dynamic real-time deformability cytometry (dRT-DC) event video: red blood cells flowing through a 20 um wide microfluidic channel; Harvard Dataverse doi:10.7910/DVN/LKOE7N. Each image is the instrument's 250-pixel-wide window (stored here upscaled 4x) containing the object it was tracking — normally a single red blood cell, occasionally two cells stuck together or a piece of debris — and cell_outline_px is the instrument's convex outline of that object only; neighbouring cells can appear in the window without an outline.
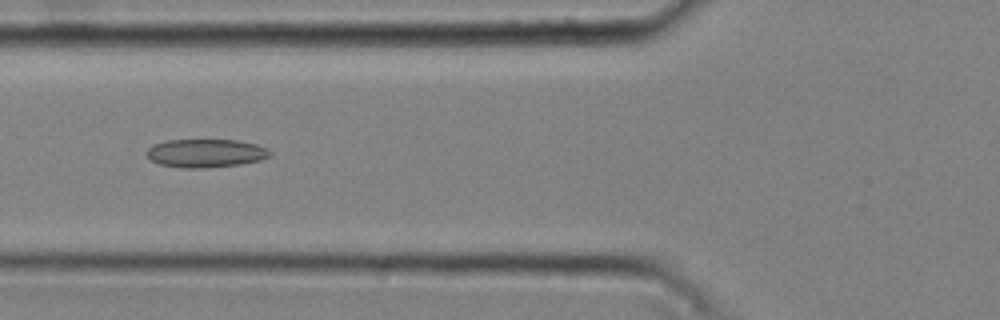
{"species": "common noctule bat (a hibernating species)", "species_latin": "Nyctalus noctula", "temperature_condition": "cold", "stored_images_in_passage": 37, "camera_frame_rate_fps": 3000, "um_per_image_px": 0.085, "animal": {"sex": "male", "body_mass_g": 20.4}, "frame": {"image": 1, "passage_image": 6, "time_ms": 1.667, "image_size_px": [1000, 320], "cell_outline_px": [[272, 156], [260, 160], [240, 164], [204, 168], [180, 168], [160, 164], [152, 160], [148, 156], [148, 148], [152, 144], [168, 140], [236, 140], [256, 144], [272, 152]], "centroid_in_image_um": [17.49, 13.02], "position_along_channel_um": 108.3, "area_um2": 20.29}}
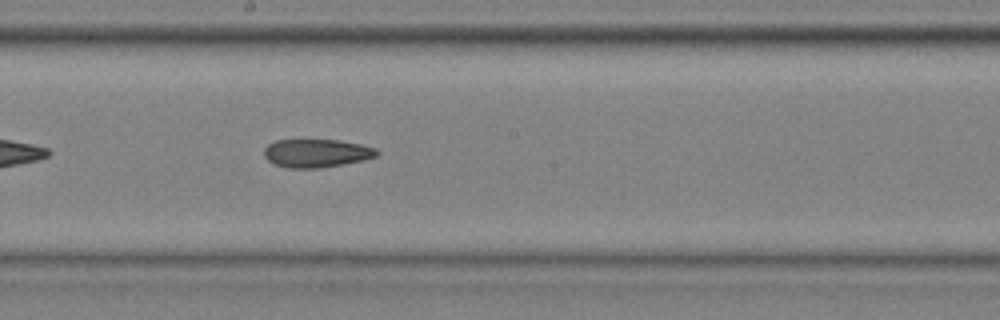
{"frame": {"image": 2, "passage_image": 15, "time_ms": 4.667, "image_size_px": [1000, 320], "cell_outline_px": [[380, 152], [376, 156], [364, 160], [320, 168], [288, 168], [272, 164], [264, 156], [264, 148], [268, 144], [276, 140], [340, 140], [360, 144], [376, 148]], "centroid_in_image_um": [26.89, 13.02], "position_along_channel_um": 221.3, "area_um2": 18.67}}
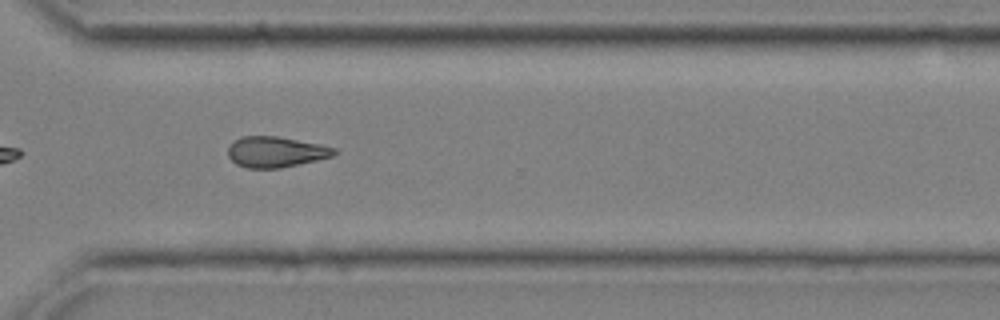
{"frame": {"image": 3, "passage_image": 25, "time_ms": 8.0, "image_size_px": [1000, 320], "cell_outline_px": [[336, 152], [332, 156], [316, 160], [280, 168], [248, 168], [236, 164], [228, 156], [228, 148], [240, 136], [276, 136], [320, 144], [336, 148]], "centroid_in_image_um": [23.43, 12.91], "position_along_channel_um": 347.2, "area_um2": 18.79}, "authors_computed_cell_mechanics": {"area_um2": 19.1318, "velocity_mm_per_s": 3.7687, "shape_relaxation_time_tau1_ms": null, "shape_relaxation_time_tau2_ms": 9.4504, "deformation_change_tau1": null, "deformation_change_tau2": 0.1886}}